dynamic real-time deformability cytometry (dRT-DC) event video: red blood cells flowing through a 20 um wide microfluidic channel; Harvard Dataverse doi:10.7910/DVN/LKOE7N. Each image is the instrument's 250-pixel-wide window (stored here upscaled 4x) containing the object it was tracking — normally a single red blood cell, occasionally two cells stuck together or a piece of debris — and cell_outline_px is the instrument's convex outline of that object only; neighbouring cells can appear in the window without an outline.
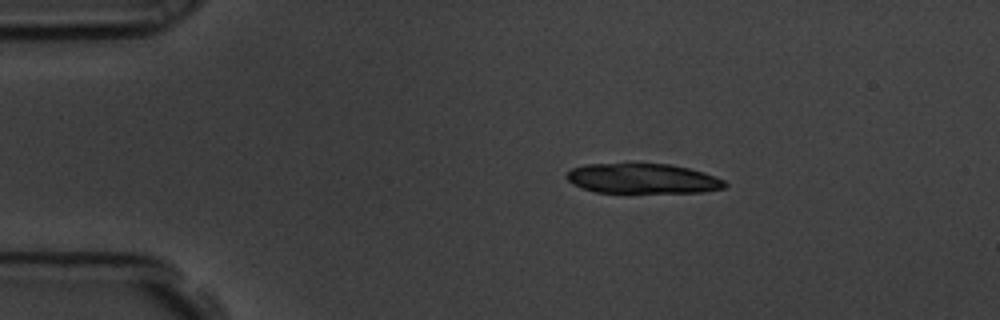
{"species": "common noctule bat (a hibernating species)", "species_latin": "Nyctalus noctula", "temperature_condition": "room temperature", "stored_images_in_passage": 47, "segment_of_instrument_passage": [1, 2], "camera_frame_rate_fps": 3000, "um_per_image_px": 0.085, "animal": {"sex": "male", "body_mass_g": 19.5, "forearm_length_mm": 54.6}, "frame": {"image": 1, "passage_image": 1, "time_ms": 0.0, "image_size_px": [1000, 320], "cell_outline_px": [[728, 184], [724, 188], [704, 192], [596, 192], [572, 184], [564, 176], [572, 168], [584, 164], [668, 164], [688, 168], [704, 172], [724, 180]], "centroid_in_image_um": [54.62, 15.18], "position_along_channel_um": 30.4, "area_um2": 27.46}}